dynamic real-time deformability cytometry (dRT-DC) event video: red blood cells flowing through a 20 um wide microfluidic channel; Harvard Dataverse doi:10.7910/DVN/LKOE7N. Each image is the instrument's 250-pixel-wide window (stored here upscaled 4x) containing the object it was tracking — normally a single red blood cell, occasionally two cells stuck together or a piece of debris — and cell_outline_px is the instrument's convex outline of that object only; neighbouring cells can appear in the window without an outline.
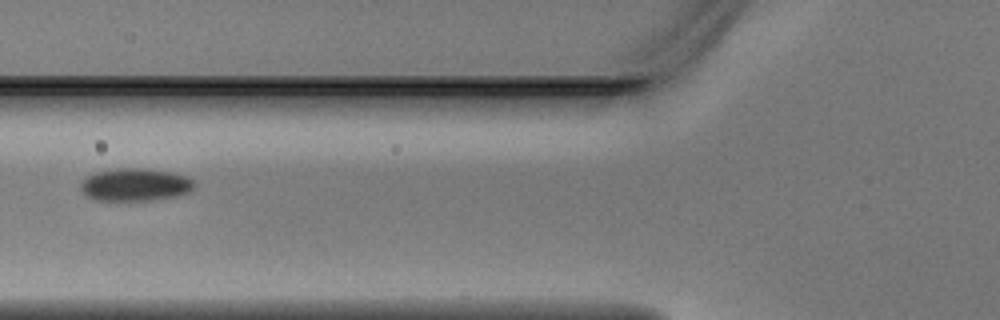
{"species": "Egyptian fruit bat (a non-hibernating species)", "species_latin": "Rousettus aegyptiacus", "temperature_condition": "warm", "stored_images_in_passage": 5, "camera_frame_rate_fps": 3000, "um_per_image_px": 0.085, "animal": {"sex": "male"}, "frame": {"image": 1, "passage_image": 4, "time_ms": 1.0, "image_size_px": [1000, 320], "cell_outline_px": [[196, 184], [188, 192], [176, 196], [148, 200], [96, 200], [84, 196], [80, 188], [80, 184], [88, 176], [96, 172], [116, 168], [144, 168], [172, 172], [188, 176]], "centroid_in_image_um": [11.48, 15.69], "position_along_channel_um": 114.3, "area_um2": 21.68}}
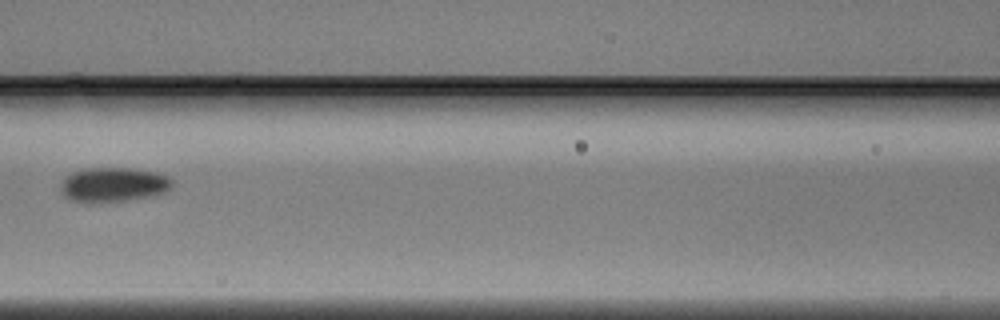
{"frame": {"image": 2, "passage_image": 5, "time_ms": 1.333, "image_size_px": [1000, 320], "cell_outline_px": [[172, 184], [164, 192], [148, 196], [124, 200], [72, 200], [64, 196], [64, 180], [68, 176], [76, 172], [88, 168], [128, 168], [156, 172], [168, 176], [172, 180]], "centroid_in_image_um": [9.72, 15.65], "position_along_channel_um": 156.9, "area_um2": 21.1}}